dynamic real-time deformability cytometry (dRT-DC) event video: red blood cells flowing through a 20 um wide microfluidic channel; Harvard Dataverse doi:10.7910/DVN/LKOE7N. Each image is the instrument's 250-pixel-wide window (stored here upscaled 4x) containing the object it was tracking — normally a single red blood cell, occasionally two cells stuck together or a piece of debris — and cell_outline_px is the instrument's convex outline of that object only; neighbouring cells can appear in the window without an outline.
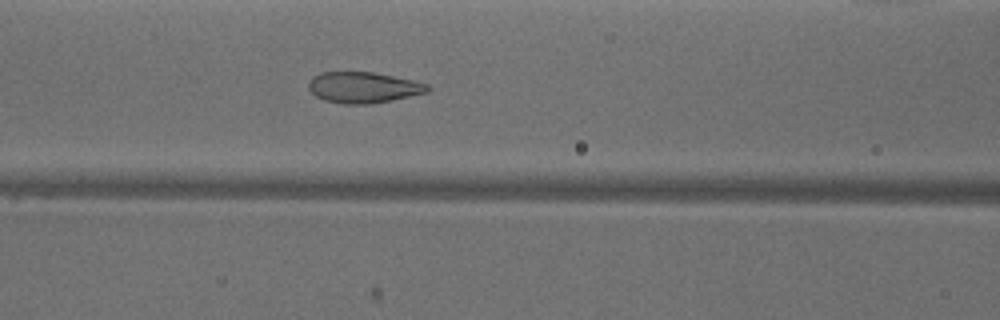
{"species": "common noctule bat (a hibernating species)", "species_latin": "Nyctalus noctula", "temperature_condition": "warm", "stored_images_in_passage": 32, "camera_frame_rate_fps": 3000, "um_per_image_px": 0.085, "animal": {"sex": "male", "body_mass_g": 18.8}, "frame": {"image": 1, "passage_image": 20, "time_ms": 6.333, "image_size_px": [1000, 320], "cell_outline_px": [[432, 88], [428, 92], [392, 100], [368, 104], [344, 104], [324, 100], [316, 96], [308, 88], [308, 84], [312, 76], [320, 72], [372, 72], [412, 80], [428, 84]], "centroid_in_image_um": [30.88, 7.43], "position_along_channel_um": 135.7, "area_um2": 21.44}}